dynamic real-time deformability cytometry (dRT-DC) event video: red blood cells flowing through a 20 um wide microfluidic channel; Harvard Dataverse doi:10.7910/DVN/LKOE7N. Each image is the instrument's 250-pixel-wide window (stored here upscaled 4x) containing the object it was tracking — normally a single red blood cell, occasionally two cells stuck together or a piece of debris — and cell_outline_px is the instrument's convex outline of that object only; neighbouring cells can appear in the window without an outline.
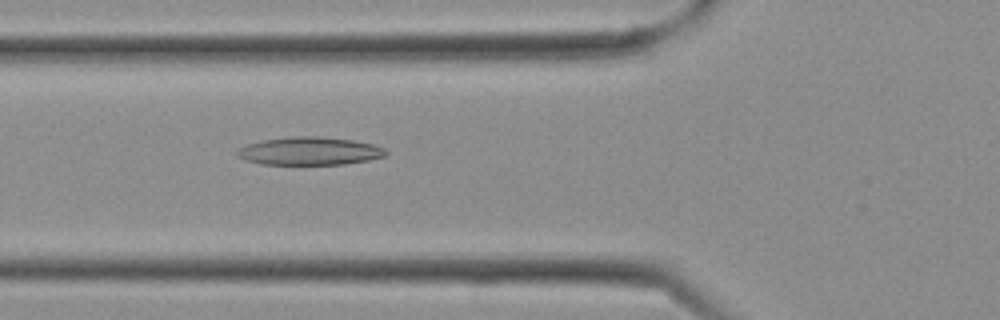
{"species": "Egyptian fruit bat (a non-hibernating species)", "species_latin": "Rousettus aegyptiacus", "temperature_condition": "cold", "stored_images_in_passage": 4, "camera_frame_rate_fps": 3000, "um_per_image_px": 0.085, "frame": {"image": 1, "passage_image": 4, "time_ms": 1.0, "image_size_px": [1000, 320], "cell_outline_px": [[388, 152], [384, 156], [368, 160], [344, 164], [260, 164], [244, 160], [236, 156], [236, 152], [240, 148], [248, 144], [264, 140], [292, 136], [316, 136], [352, 140], [372, 144], [384, 148]], "centroid_in_image_um": [26.29, 12.84], "position_along_channel_um": 99.5, "area_um2": 24.1}}